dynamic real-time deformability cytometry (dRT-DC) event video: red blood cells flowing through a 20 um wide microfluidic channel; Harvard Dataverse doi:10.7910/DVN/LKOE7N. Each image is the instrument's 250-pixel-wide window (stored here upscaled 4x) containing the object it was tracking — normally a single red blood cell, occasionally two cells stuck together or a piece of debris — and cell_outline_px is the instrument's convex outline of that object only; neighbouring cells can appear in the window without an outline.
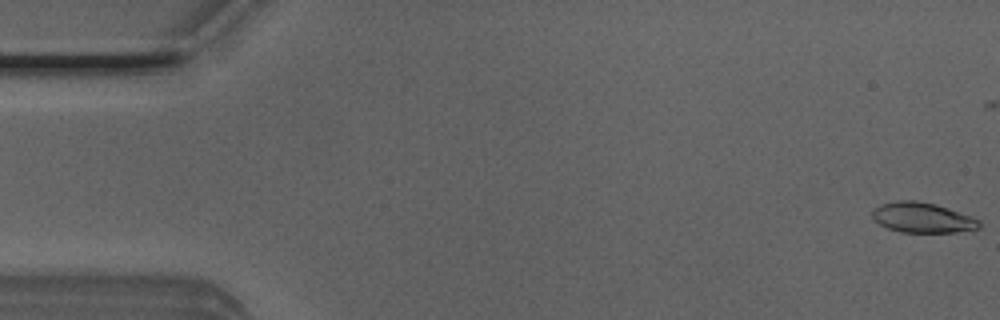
{"species": "Egyptian fruit bat (a non-hibernating species)", "species_latin": "Rousettus aegyptiacus", "temperature_condition": "room temperature", "stored_images_in_passage": 48, "camera_frame_rate_fps": 3000, "um_per_image_px": 0.085, "animal": {"sex": "male"}, "frame": {"image": 1, "passage_image": 1, "time_ms": 0.0, "image_size_px": [1000, 320], "cell_outline_px": [[980, 228], [956, 232], [900, 232], [888, 228], [880, 224], [872, 216], [872, 212], [880, 204], [896, 200], [916, 200], [936, 204], [972, 216], [980, 220]], "centroid_in_image_um": [78.43, 18.49], "position_along_channel_um": 6.6, "area_um2": 18.79}}
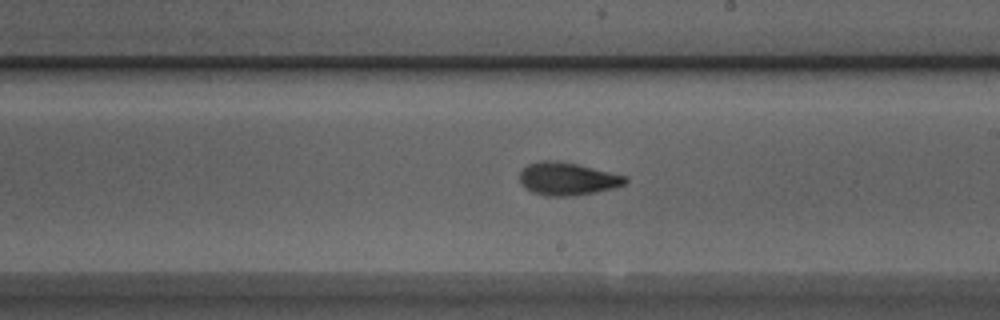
{"frame": {"image": 2, "passage_image": 29, "time_ms": 9.333, "image_size_px": [1000, 320], "cell_outline_px": [[628, 180], [624, 184], [616, 188], [596, 192], [572, 196], [544, 196], [532, 192], [524, 188], [520, 184], [520, 172], [528, 164], [540, 160], [556, 160], [576, 164], [628, 176]], "centroid_in_image_um": [48.22, 15.21], "position_along_channel_um": 240.8, "area_um2": 20.4}}
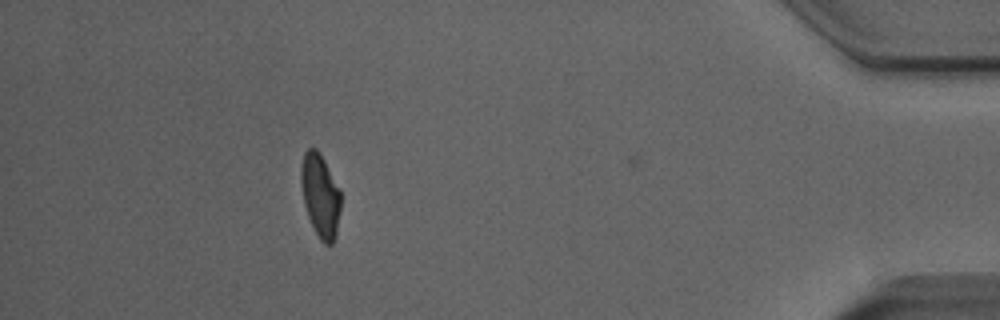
{"frame": {"image": 3, "passage_image": 46, "time_ms": 15.0, "image_size_px": [1000, 320], "cell_outline_px": [[340, 212], [336, 236], [332, 244], [324, 244], [320, 240], [308, 216], [304, 204], [300, 180], [300, 168], [304, 152], [308, 148], [316, 148], [320, 152], [340, 188]], "centroid_in_image_um": [27.23, 16.59], "position_along_channel_um": 408.0, "area_um2": 19.48}}